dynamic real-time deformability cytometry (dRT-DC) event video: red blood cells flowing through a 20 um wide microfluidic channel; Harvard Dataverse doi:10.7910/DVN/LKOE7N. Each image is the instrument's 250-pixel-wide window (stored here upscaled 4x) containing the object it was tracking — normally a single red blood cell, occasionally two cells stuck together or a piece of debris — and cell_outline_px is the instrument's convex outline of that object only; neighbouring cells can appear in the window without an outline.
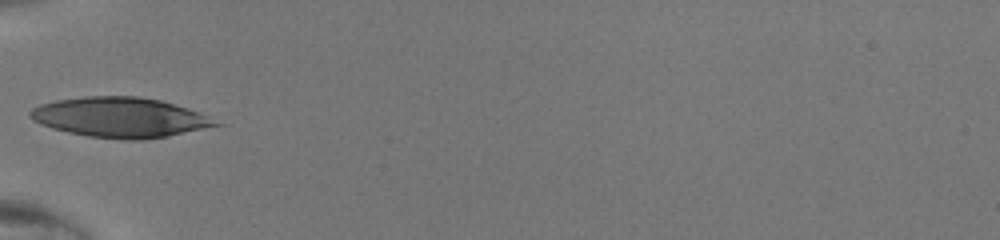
{"species": "human", "species_latin": "Homo sapiens", "temperature_condition": "room temperature", "stored_images_in_passage": 26, "camera_frame_rate_fps": 3000, "um_per_image_px": 0.085, "donor": {"sex": "male"}, "frame": {"image": 1, "passage_image": 1, "time_ms": 0.0, "image_size_px": [1000, 240], "cell_outline_px": [[224, 124], [168, 136], [140, 140], [128, 140], [88, 136], [68, 132], [52, 128], [32, 120], [28, 116], [28, 112], [32, 108], [40, 104], [56, 100], [84, 96], [136, 96], [160, 100], [188, 108], [200, 112]], "centroid_in_image_um": [10.19, 9.97], "position_along_channel_um": 74.8, "area_um2": 43.23}}
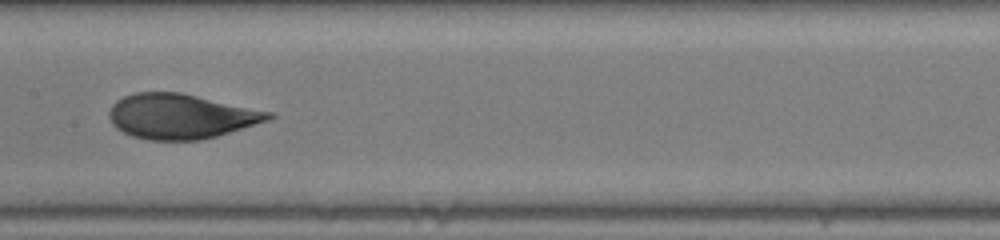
{"frame": {"image": 2, "passage_image": 9, "time_ms": 2.667, "image_size_px": [1000, 240], "cell_outline_px": [[276, 116], [268, 120], [216, 136], [200, 140], [148, 140], [132, 136], [116, 128], [112, 124], [108, 116], [108, 112], [112, 104], [116, 100], [124, 96], [136, 92], [180, 92], [272, 112]], "centroid_in_image_um": [15.33, 9.88], "position_along_channel_um": 192.1, "area_um2": 41.56}}
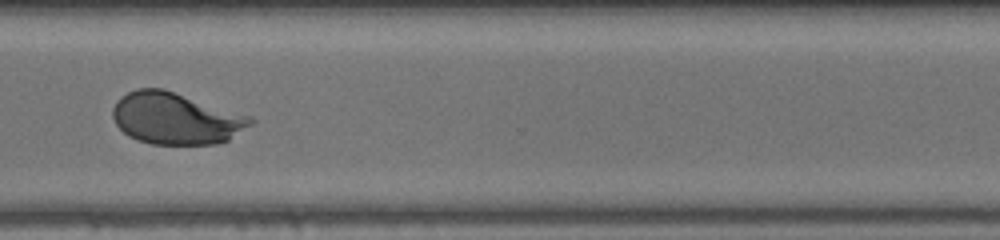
{"frame": {"image": 3, "passage_image": 20, "time_ms": 6.333, "image_size_px": [1000, 240], "cell_outline_px": [[256, 120], [252, 124], [228, 140], [216, 144], [152, 144], [128, 136], [116, 124], [112, 116], [112, 108], [116, 100], [120, 96], [136, 88], [164, 88], [252, 116]], "centroid_in_image_um": [14.95, 10.05], "position_along_channel_um": 355.7, "area_um2": 41.79}}